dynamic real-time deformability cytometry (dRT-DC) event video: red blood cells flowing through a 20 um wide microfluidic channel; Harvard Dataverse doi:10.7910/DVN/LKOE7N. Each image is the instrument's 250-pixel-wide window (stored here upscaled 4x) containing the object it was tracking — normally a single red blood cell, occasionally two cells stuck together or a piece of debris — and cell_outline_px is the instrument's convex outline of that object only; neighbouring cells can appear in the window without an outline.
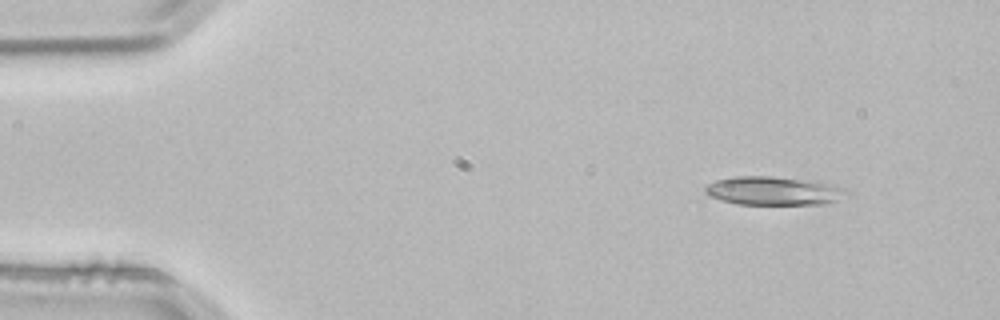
{"species": "common noctule bat (a hibernating species)", "species_latin": "Nyctalus noctula", "temperature_condition": "room temperature", "stored_images_in_passage": 3, "camera_frame_rate_fps": 3000, "um_per_image_px": 0.085, "animal": {"sex": "male", "body_mass_g": 21.5, "forearm_length_mm": 52.0}, "frame": {"image": 1, "passage_image": 1, "time_ms": 0.0, "image_size_px": [1000, 320], "cell_outline_px": [[852, 192], [836, 200], [824, 204], [736, 204], [720, 200], [704, 192], [704, 188], [708, 184], [716, 180], [732, 176], [772, 176], [820, 180], [844, 188]], "centroid_in_image_um": [65.8, 16.2], "position_along_channel_um": 19.2, "area_um2": 23.93}}
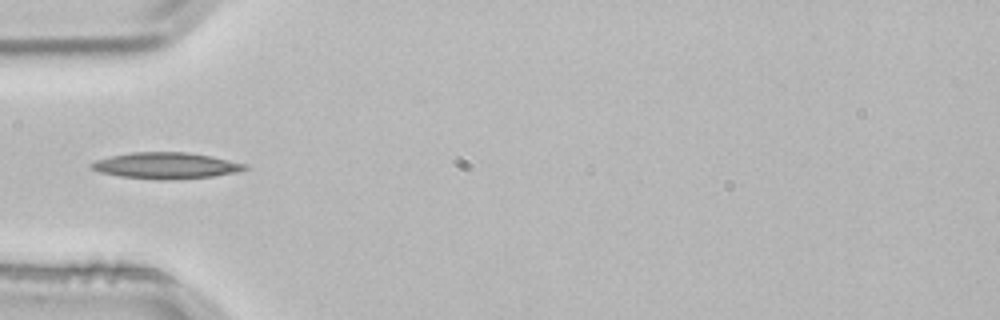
{"frame": {"image": 2, "passage_image": 3, "time_ms": 0.667, "image_size_px": [1000, 320], "cell_outline_px": [[248, 168], [236, 172], [216, 176], [168, 180], [156, 180], [120, 176], [100, 172], [88, 168], [88, 164], [96, 160], [112, 156], [132, 152], [184, 152], [212, 156], [248, 164]], "centroid_in_image_um": [14.1, 14.08], "position_along_channel_um": 70.9, "area_um2": 23.64}}